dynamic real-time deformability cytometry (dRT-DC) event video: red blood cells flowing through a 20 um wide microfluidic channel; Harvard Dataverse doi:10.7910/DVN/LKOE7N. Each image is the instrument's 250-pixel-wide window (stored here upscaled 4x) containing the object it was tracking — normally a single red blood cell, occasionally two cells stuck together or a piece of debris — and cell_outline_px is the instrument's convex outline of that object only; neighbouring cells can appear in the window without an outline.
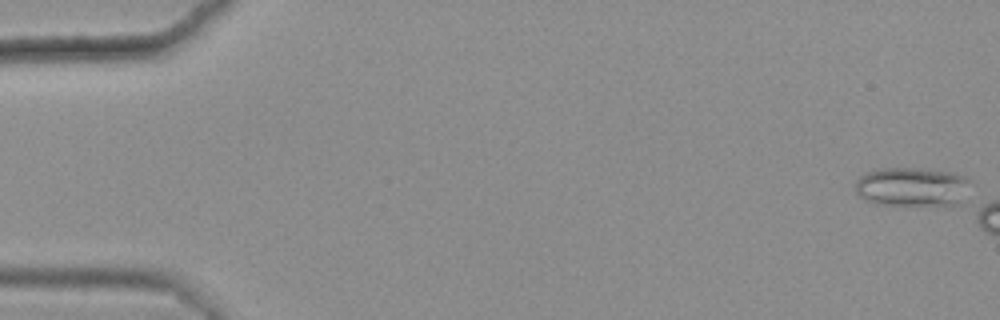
{"species": "common noctule bat (a hibernating species)", "species_latin": "Nyctalus noctula", "temperature_condition": "warm", "stored_images_in_passage": 7, "camera_frame_rate_fps": 3000, "um_per_image_px": 0.085, "animal": {"sex": "female", "body_mass_g": 25.1}, "frame": {"image": 1, "passage_image": 1, "time_ms": 0.0, "image_size_px": [1000, 320], "cell_outline_px": [[968, 180], [960, 204], [876, 204], [864, 200], [856, 192], [856, 180], [860, 176], [868, 172], [880, 168], [920, 168], [952, 172], [968, 176]], "centroid_in_image_um": [77.48, 15.86], "position_along_channel_um": 7.5, "area_um2": 25.84}}